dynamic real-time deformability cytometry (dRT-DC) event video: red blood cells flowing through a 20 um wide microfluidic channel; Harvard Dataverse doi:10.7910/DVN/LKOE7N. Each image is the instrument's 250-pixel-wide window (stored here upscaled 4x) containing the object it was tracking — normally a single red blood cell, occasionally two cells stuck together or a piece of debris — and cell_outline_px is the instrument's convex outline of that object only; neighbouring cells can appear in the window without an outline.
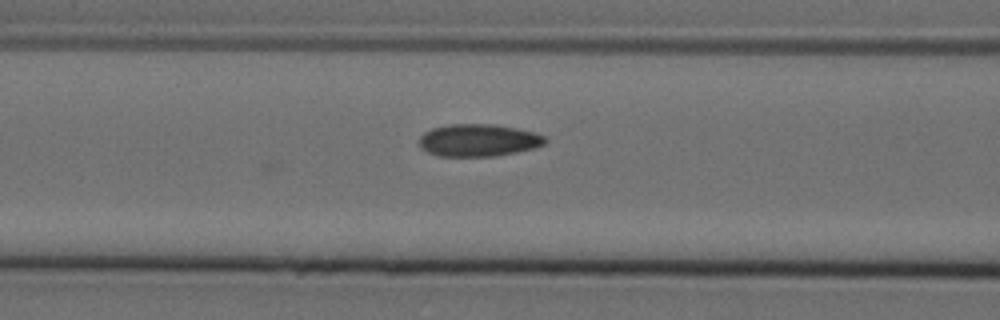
{"species": "Egyptian fruit bat (a non-hibernating species)", "species_latin": "Rousettus aegyptiacus", "temperature_condition": "cold", "stored_images_in_passage": 21, "camera_frame_rate_fps": 3000, "um_per_image_px": 0.085, "animal": {"sex": "female"}, "frame": {"image": 1, "passage_image": 21, "time_ms": 6.667, "image_size_px": [1000, 320], "cell_outline_px": [[548, 140], [544, 144], [532, 148], [516, 152], [496, 156], [440, 156], [428, 152], [420, 148], [420, 136], [424, 132], [432, 128], [448, 124], [492, 124], [516, 128], [532, 132], [544, 136]], "centroid_in_image_um": [40.64, 11.92], "position_along_channel_um": 126.0, "area_um2": 23.64}}